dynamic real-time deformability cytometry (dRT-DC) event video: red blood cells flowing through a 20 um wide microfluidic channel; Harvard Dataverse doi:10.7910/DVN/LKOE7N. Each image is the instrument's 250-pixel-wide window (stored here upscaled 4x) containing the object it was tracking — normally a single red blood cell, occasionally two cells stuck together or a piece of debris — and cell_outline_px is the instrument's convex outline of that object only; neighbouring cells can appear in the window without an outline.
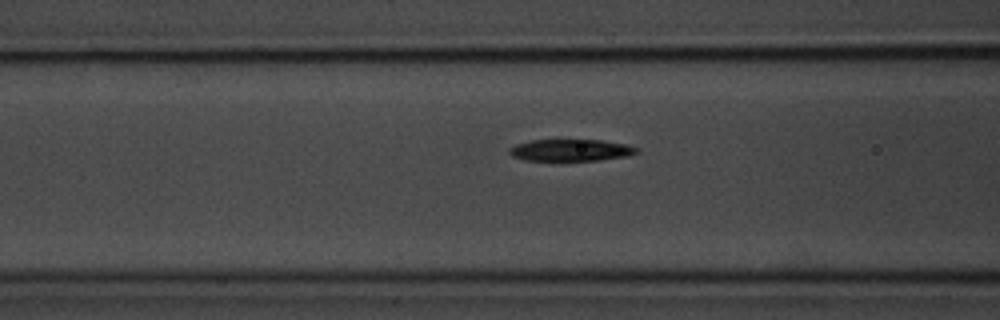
{"species": "common noctule bat (a hibernating species)", "species_latin": "Nyctalus noctula", "temperature_condition": "room temperature", "stored_images_in_passage": 12, "camera_frame_rate_fps": 3000, "um_per_image_px": 0.085, "animal": {"sex": "male", "body_mass_g": 20.1, "forearm_length_mm": 53.5}, "frame": {"image": 1, "passage_image": 10, "time_ms": 3.0, "image_size_px": [1000, 320], "cell_outline_px": [[640, 152], [628, 156], [596, 160], [524, 160], [512, 156], [508, 152], [508, 148], [516, 144], [532, 140], [600, 140], [628, 144], [640, 148]], "centroid_in_image_um": [48.55, 12.76], "position_along_channel_um": 118.1, "area_um2": 16.24}}